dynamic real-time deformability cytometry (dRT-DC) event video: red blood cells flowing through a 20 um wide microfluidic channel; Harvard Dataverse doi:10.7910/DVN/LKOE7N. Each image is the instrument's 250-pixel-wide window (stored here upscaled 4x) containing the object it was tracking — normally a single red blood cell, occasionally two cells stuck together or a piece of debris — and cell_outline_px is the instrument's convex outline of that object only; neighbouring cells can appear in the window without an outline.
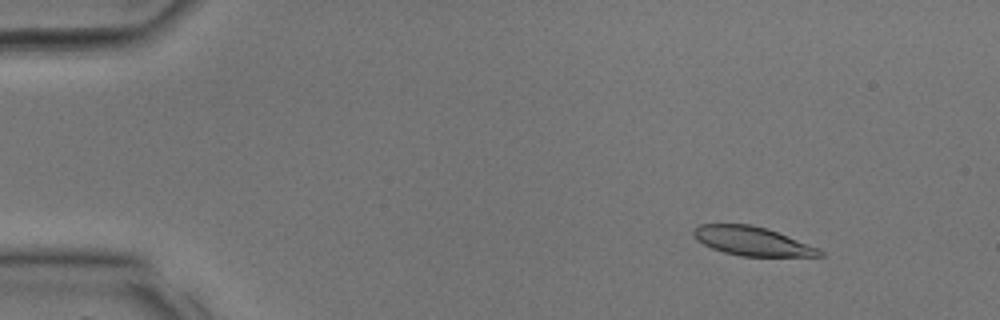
{"species": "common noctule bat (a hibernating species)", "species_latin": "Nyctalus noctula", "temperature_condition": "room temperature", "stored_images_in_passage": 24, "camera_frame_rate_fps": 3000, "um_per_image_px": 0.085, "animal": {"sex": "male", "body_mass_g": 17.9, "forearm_length_mm": 54.2}, "frame": {"image": 1, "passage_image": 4, "time_ms": 1.0, "image_size_px": [1000, 320], "cell_outline_px": [[824, 256], [740, 256], [724, 252], [712, 248], [696, 240], [692, 232], [692, 228], [700, 224], [752, 224], [776, 232], [820, 248], [824, 252]], "centroid_in_image_um": [63.91, 20.49], "position_along_channel_um": 21.1, "area_um2": 21.15}}
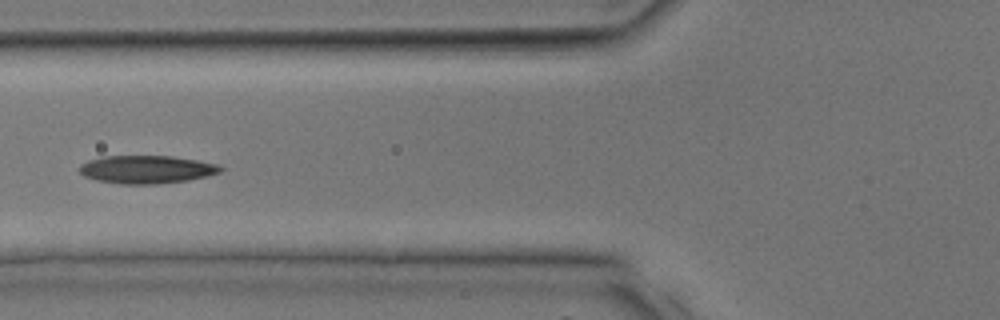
{"frame": {"image": 2, "passage_image": 13, "time_ms": 4.0, "image_size_px": [1000, 320], "cell_outline_px": [[224, 168], [220, 172], [188, 180], [156, 184], [120, 184], [96, 180], [84, 176], [80, 172], [80, 164], [88, 160], [104, 156], [172, 156], [196, 160], [216, 164]], "centroid_in_image_um": [12.42, 14.4], "position_along_channel_um": 113.4, "area_um2": 22.89}}
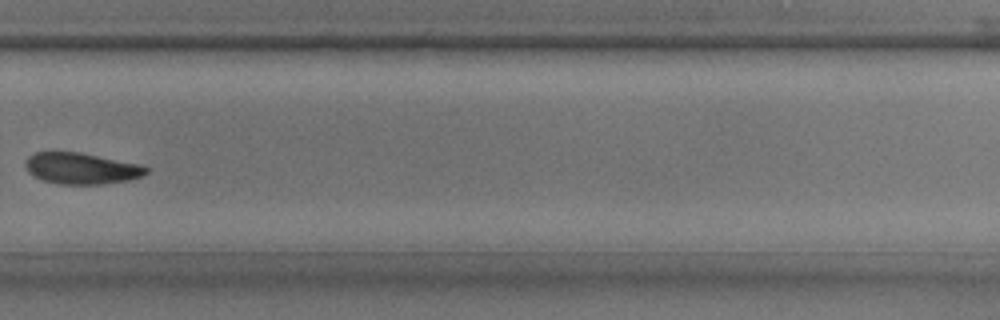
{"frame": {"image": 3, "passage_image": 23, "time_ms": 7.333, "image_size_px": [1000, 320], "cell_outline_px": [[148, 172], [140, 176], [128, 180], [100, 184], [60, 184], [40, 180], [32, 176], [28, 172], [24, 164], [24, 160], [28, 156], [36, 152], [80, 152], [140, 164], [148, 168]], "centroid_in_image_um": [6.86, 14.31], "position_along_channel_um": 322.9, "area_um2": 22.08}}